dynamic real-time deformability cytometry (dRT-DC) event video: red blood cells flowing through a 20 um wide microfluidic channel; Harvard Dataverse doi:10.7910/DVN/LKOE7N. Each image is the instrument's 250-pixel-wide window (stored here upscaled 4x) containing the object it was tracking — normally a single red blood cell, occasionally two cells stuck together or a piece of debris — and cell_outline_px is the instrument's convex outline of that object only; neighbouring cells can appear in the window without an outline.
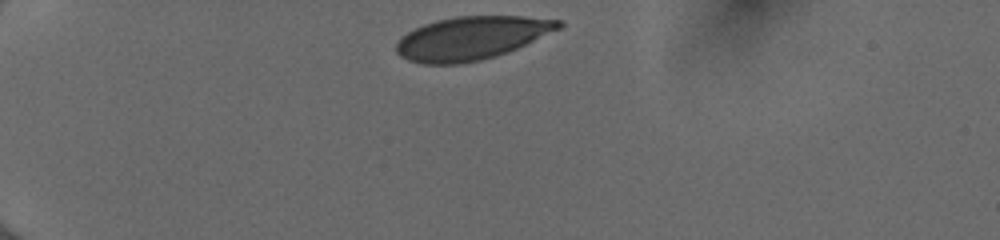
{"species": "human", "species_latin": "Homo sapiens", "temperature_condition": "cold", "stored_images_in_passage": 34, "camera_frame_rate_fps": 3000, "um_per_image_px": 0.085, "donor": {"sex": "female"}, "frame": {"image": 1, "passage_image": 1, "time_ms": 0.0, "image_size_px": [1000, 240], "cell_outline_px": [[564, 24], [560, 28], [516, 48], [496, 56], [480, 60], [460, 64], [424, 64], [408, 60], [400, 56], [396, 52], [396, 44], [400, 36], [424, 24], [436, 20], [456, 16], [524, 16], [564, 20]], "centroid_in_image_um": [40.06, 3.23], "position_along_channel_um": 44.9, "area_um2": 40.81}}
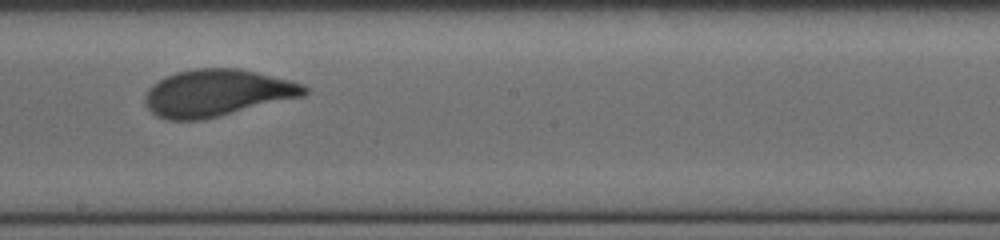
{"frame": {"image": 2, "passage_image": 19, "time_ms": 6.0, "image_size_px": [1000, 240], "cell_outline_px": [[308, 92], [304, 96], [200, 120], [168, 120], [156, 116], [148, 108], [144, 100], [144, 96], [148, 88], [152, 84], [164, 76], [176, 72], [192, 68], [240, 68], [304, 84], [308, 88]], "centroid_in_image_um": [18.4, 7.89], "position_along_channel_um": 229.8, "area_um2": 43.52}}
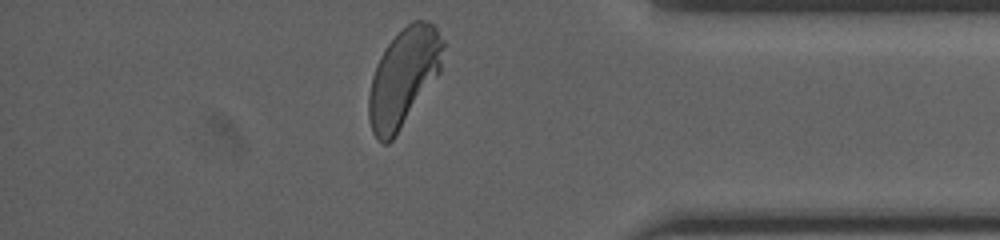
{"frame": {"image": 3, "passage_image": 33, "time_ms": 10.667, "image_size_px": [1000, 240], "cell_outline_px": [[444, 44], [440, 72], [392, 140], [388, 144], [384, 144], [372, 132], [368, 116], [368, 96], [372, 76], [376, 64], [380, 56], [388, 44], [412, 20], [424, 20], [432, 24], [436, 28], [444, 40]], "centroid_in_image_um": [34.29, 6.57], "position_along_channel_um": 400.9, "area_um2": 41.85}, "authors_computed_cell_mechanics": {"area_um2": 43.0032, "velocity_mm_per_s": 4.0047, "shape_relaxation_time_tau1_ms": 2.7811, "shape_relaxation_time_tau2_ms": null, "deformation_change_tau1": 0.1411, "deformation_change_tau2": null}}